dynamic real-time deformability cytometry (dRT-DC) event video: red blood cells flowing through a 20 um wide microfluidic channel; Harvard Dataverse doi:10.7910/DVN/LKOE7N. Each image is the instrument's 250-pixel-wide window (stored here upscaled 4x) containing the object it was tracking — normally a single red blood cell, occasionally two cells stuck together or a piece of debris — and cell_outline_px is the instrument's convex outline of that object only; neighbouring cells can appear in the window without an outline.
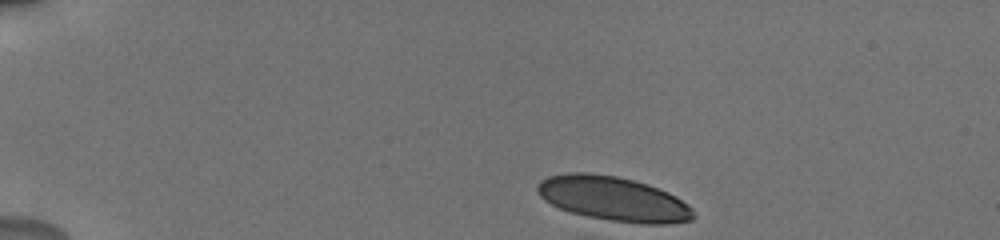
{"species": "human", "species_latin": "Homo sapiens", "temperature_condition": "cold", "stored_images_in_passage": 1, "camera_frame_rate_fps": 3000, "um_per_image_px": 0.085, "donor": {"sex": "male"}, "frame": {"image": 1, "passage_image": 1, "time_ms": 0.0, "image_size_px": [1000, 240], "cell_outline_px": [[696, 216], [692, 220], [668, 224], [644, 224], [612, 220], [588, 216], [568, 212], [544, 200], [540, 196], [536, 188], [536, 184], [540, 180], [548, 176], [568, 172], [588, 172], [616, 176], [648, 184], [668, 192], [676, 196], [688, 204], [692, 208]], "centroid_in_image_um": [52.14, 16.89], "position_along_channel_um": 32.9, "area_um2": 40.52}}